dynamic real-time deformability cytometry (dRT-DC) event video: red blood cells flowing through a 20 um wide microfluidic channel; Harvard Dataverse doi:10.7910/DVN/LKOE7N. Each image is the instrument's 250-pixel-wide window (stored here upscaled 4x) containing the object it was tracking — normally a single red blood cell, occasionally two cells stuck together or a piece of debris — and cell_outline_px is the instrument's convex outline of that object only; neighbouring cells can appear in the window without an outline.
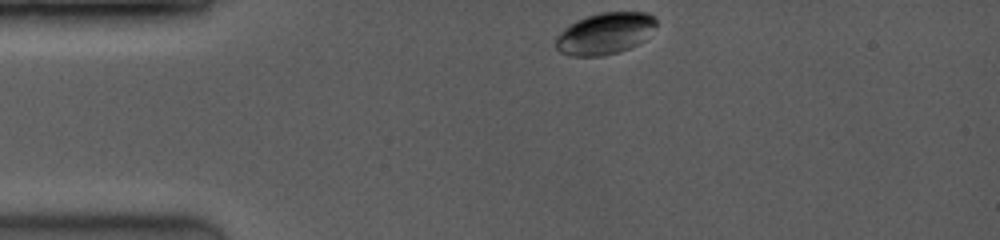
{"species": "common noctule bat (a hibernating species)", "species_latin": "Nyctalus noctula", "temperature_condition": "room temperature", "stored_images_in_passage": 21, "camera_frame_rate_fps": 3500, "um_per_image_px": 0.085, "animal": {"sex": "female", "body_mass_g": 19.0, "forearm_length_mm": 53.3}, "frame": {"image": 1, "passage_image": 1, "time_ms": 0.0, "image_size_px": [1000, 240], "cell_outline_px": [[656, 28], [640, 44], [620, 52], [600, 56], [568, 56], [560, 52], [556, 48], [556, 36], [564, 28], [576, 20], [600, 12], [648, 12], [656, 20]], "centroid_in_image_um": [51.43, 2.85], "position_along_channel_um": 33.6, "area_um2": 24.62}}
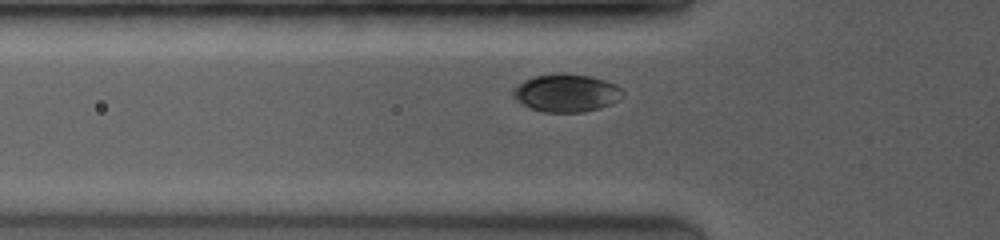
{"frame": {"image": 2, "passage_image": 10, "time_ms": 2.286, "image_size_px": [1000, 240], "cell_outline_px": [[624, 96], [620, 100], [612, 104], [600, 108], [584, 112], [544, 112], [520, 104], [512, 96], [512, 92], [524, 80], [532, 76], [556, 72], [560, 72], [588, 76], [604, 80], [620, 88], [624, 92]], "centroid_in_image_um": [48.14, 7.9], "position_along_channel_um": 77.7, "area_um2": 24.33}}
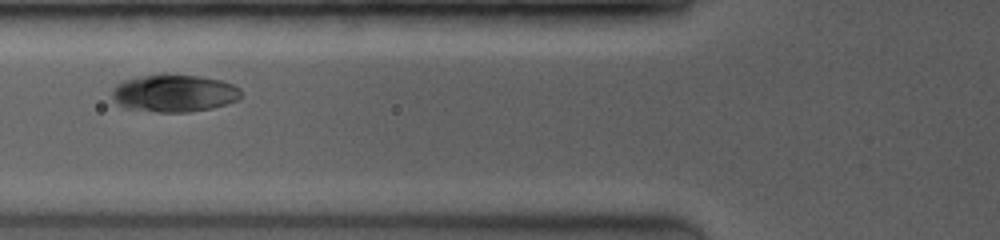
{"frame": {"image": 3, "passage_image": 13, "time_ms": 3.143, "image_size_px": [1000, 240], "cell_outline_px": [[240, 96], [236, 100], [228, 104], [212, 108], [188, 112], [156, 112], [124, 108], [116, 104], [112, 96], [112, 88], [116, 84], [124, 80], [140, 76], [164, 72], [200, 76], [220, 80], [232, 84], [240, 88]], "centroid_in_image_um": [14.76, 7.9], "position_along_channel_um": 111.0, "area_um2": 28.73}}